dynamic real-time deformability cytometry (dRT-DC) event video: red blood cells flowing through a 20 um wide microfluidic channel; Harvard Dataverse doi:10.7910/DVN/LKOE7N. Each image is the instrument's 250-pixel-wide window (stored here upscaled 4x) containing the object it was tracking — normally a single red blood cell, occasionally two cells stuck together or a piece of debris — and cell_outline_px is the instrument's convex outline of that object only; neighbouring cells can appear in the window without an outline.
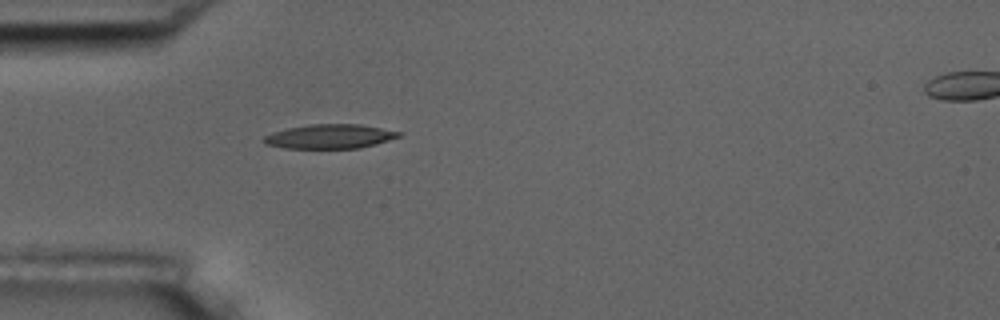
{"species": "common noctule bat (a hibernating species)", "species_latin": "Nyctalus noctula", "temperature_condition": "room temperature", "stored_images_in_passage": 2, "camera_frame_rate_fps": 3000, "um_per_image_px": 0.085, "animal": {"sex": "male", "body_mass_g": 17.5, "forearm_length_mm": 52.3}, "frame": {"image": 1, "passage_image": 1, "time_ms": 0.0, "image_size_px": [1000, 320], "cell_outline_px": [[404, 136], [376, 144], [360, 148], [284, 148], [264, 144], [260, 140], [264, 136], [272, 132], [288, 128], [308, 124], [360, 124], [404, 132]], "centroid_in_image_um": [28.06, 11.59], "position_along_channel_um": 56.9, "area_um2": 19.42}}